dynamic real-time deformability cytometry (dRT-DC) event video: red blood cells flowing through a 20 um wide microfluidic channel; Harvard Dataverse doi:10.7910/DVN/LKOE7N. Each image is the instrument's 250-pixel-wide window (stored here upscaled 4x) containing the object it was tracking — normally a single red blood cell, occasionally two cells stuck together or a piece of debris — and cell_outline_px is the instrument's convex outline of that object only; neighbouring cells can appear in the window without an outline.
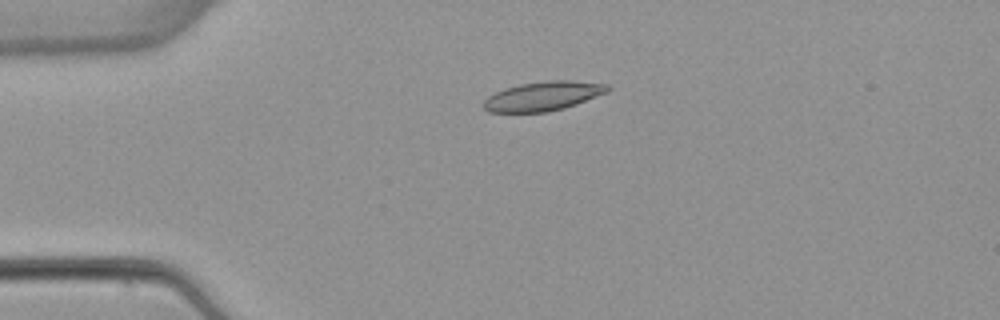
{"species": "common noctule bat (a hibernating species)", "species_latin": "Nyctalus noctula", "temperature_condition": "warm", "stored_images_in_passage": 4, "camera_frame_rate_fps": 3000, "um_per_image_px": 0.085, "animal": {"sex": "female", "body_mass_g": 22.7, "forearm_length_mm": 54.2}, "frame": {"image": 1, "passage_image": 3, "time_ms": 3.333, "image_size_px": [1000, 320], "cell_outline_px": [[612, 88], [608, 92], [576, 104], [564, 108], [548, 112], [488, 112], [480, 104], [488, 96], [504, 88], [520, 84], [548, 80], [572, 80], [608, 84]], "centroid_in_image_um": [46.16, 8.16], "position_along_channel_um": 38.8, "area_um2": 21.33}}